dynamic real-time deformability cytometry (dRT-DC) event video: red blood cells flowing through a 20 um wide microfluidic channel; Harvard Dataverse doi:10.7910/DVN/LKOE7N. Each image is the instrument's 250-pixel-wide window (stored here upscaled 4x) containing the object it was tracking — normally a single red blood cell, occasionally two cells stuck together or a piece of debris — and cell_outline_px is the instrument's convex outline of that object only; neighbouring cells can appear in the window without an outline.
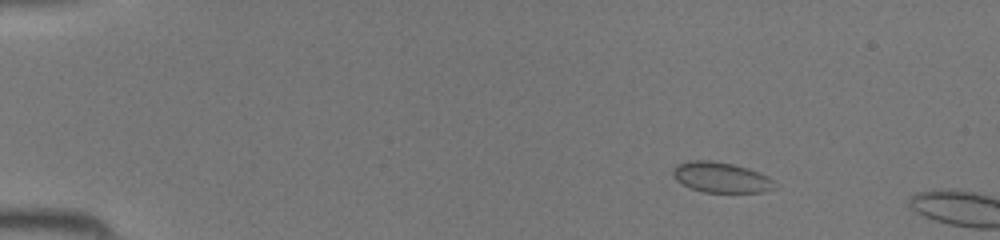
{"species": "common noctule bat (a hibernating species)", "species_latin": "Nyctalus noctula", "temperature_condition": "room temperature", "stored_images_in_passage": 12, "camera_frame_rate_fps": 3000, "um_per_image_px": 0.085, "animal": {"sex": "female", "body_mass_g": 19.5, "forearm_length_mm": 54.1}, "frame": {"image": 1, "passage_image": 7, "time_ms": 2.0, "image_size_px": [1000, 240], "cell_outline_px": [[776, 188], [764, 192], [704, 192], [692, 188], [676, 180], [672, 176], [672, 168], [676, 164], [688, 160], [712, 160], [732, 164], [748, 168], [768, 176], [772, 180]], "centroid_in_image_um": [61.26, 15.06], "position_along_channel_um": 23.7, "area_um2": 18.09}}